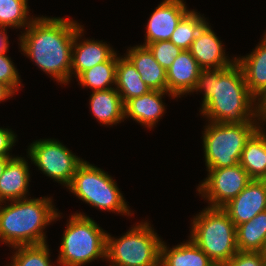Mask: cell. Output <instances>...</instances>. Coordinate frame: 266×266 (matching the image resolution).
I'll return each mask as SVG.
<instances>
[{
    "label": "cell",
    "instance_id": "obj_1",
    "mask_svg": "<svg viewBox=\"0 0 266 266\" xmlns=\"http://www.w3.org/2000/svg\"><path fill=\"white\" fill-rule=\"evenodd\" d=\"M202 92L200 115L223 124L258 123L256 99L249 92L237 62L229 67L201 69L191 93Z\"/></svg>",
    "mask_w": 266,
    "mask_h": 266
},
{
    "label": "cell",
    "instance_id": "obj_2",
    "mask_svg": "<svg viewBox=\"0 0 266 266\" xmlns=\"http://www.w3.org/2000/svg\"><path fill=\"white\" fill-rule=\"evenodd\" d=\"M73 18L38 16L20 31L19 49L43 72L64 86L71 82V59L76 31Z\"/></svg>",
    "mask_w": 266,
    "mask_h": 266
},
{
    "label": "cell",
    "instance_id": "obj_3",
    "mask_svg": "<svg viewBox=\"0 0 266 266\" xmlns=\"http://www.w3.org/2000/svg\"><path fill=\"white\" fill-rule=\"evenodd\" d=\"M52 198L29 197L0 203V243L11 248L46 243L45 228L61 218Z\"/></svg>",
    "mask_w": 266,
    "mask_h": 266
},
{
    "label": "cell",
    "instance_id": "obj_4",
    "mask_svg": "<svg viewBox=\"0 0 266 266\" xmlns=\"http://www.w3.org/2000/svg\"><path fill=\"white\" fill-rule=\"evenodd\" d=\"M106 235L87 214L75 212L62 234L57 265L85 266L100 258L106 260Z\"/></svg>",
    "mask_w": 266,
    "mask_h": 266
},
{
    "label": "cell",
    "instance_id": "obj_5",
    "mask_svg": "<svg viewBox=\"0 0 266 266\" xmlns=\"http://www.w3.org/2000/svg\"><path fill=\"white\" fill-rule=\"evenodd\" d=\"M191 221L189 238L214 264H227L238 252L236 226L222 207L207 206Z\"/></svg>",
    "mask_w": 266,
    "mask_h": 266
},
{
    "label": "cell",
    "instance_id": "obj_6",
    "mask_svg": "<svg viewBox=\"0 0 266 266\" xmlns=\"http://www.w3.org/2000/svg\"><path fill=\"white\" fill-rule=\"evenodd\" d=\"M114 180L108 172L84 160L66 188L96 209L126 216L134 215Z\"/></svg>",
    "mask_w": 266,
    "mask_h": 266
},
{
    "label": "cell",
    "instance_id": "obj_7",
    "mask_svg": "<svg viewBox=\"0 0 266 266\" xmlns=\"http://www.w3.org/2000/svg\"><path fill=\"white\" fill-rule=\"evenodd\" d=\"M134 225L118 238L107 233L106 261L109 266H154L160 262L163 239L148 221Z\"/></svg>",
    "mask_w": 266,
    "mask_h": 266
},
{
    "label": "cell",
    "instance_id": "obj_8",
    "mask_svg": "<svg viewBox=\"0 0 266 266\" xmlns=\"http://www.w3.org/2000/svg\"><path fill=\"white\" fill-rule=\"evenodd\" d=\"M258 128V123L223 124L208 121L201 137L206 168L237 165L247 140Z\"/></svg>",
    "mask_w": 266,
    "mask_h": 266
},
{
    "label": "cell",
    "instance_id": "obj_9",
    "mask_svg": "<svg viewBox=\"0 0 266 266\" xmlns=\"http://www.w3.org/2000/svg\"><path fill=\"white\" fill-rule=\"evenodd\" d=\"M26 153L38 170L64 187L71 183L77 168L84 162L62 142L51 138L34 140Z\"/></svg>",
    "mask_w": 266,
    "mask_h": 266
},
{
    "label": "cell",
    "instance_id": "obj_10",
    "mask_svg": "<svg viewBox=\"0 0 266 266\" xmlns=\"http://www.w3.org/2000/svg\"><path fill=\"white\" fill-rule=\"evenodd\" d=\"M207 177L199 182L197 192L209 207H223L252 180L238 163L232 167L206 169Z\"/></svg>",
    "mask_w": 266,
    "mask_h": 266
},
{
    "label": "cell",
    "instance_id": "obj_11",
    "mask_svg": "<svg viewBox=\"0 0 266 266\" xmlns=\"http://www.w3.org/2000/svg\"><path fill=\"white\" fill-rule=\"evenodd\" d=\"M189 11L184 0L161 1L146 23L145 42L140 45L170 40L176 26Z\"/></svg>",
    "mask_w": 266,
    "mask_h": 266
},
{
    "label": "cell",
    "instance_id": "obj_12",
    "mask_svg": "<svg viewBox=\"0 0 266 266\" xmlns=\"http://www.w3.org/2000/svg\"><path fill=\"white\" fill-rule=\"evenodd\" d=\"M218 36L206 22L198 31L189 52L196 59L201 69H215L229 67L236 62V57L226 55Z\"/></svg>",
    "mask_w": 266,
    "mask_h": 266
},
{
    "label": "cell",
    "instance_id": "obj_13",
    "mask_svg": "<svg viewBox=\"0 0 266 266\" xmlns=\"http://www.w3.org/2000/svg\"><path fill=\"white\" fill-rule=\"evenodd\" d=\"M222 208L228 213L235 226L252 220L254 216L266 210V180L252 179Z\"/></svg>",
    "mask_w": 266,
    "mask_h": 266
},
{
    "label": "cell",
    "instance_id": "obj_14",
    "mask_svg": "<svg viewBox=\"0 0 266 266\" xmlns=\"http://www.w3.org/2000/svg\"><path fill=\"white\" fill-rule=\"evenodd\" d=\"M84 31L82 25L75 33L71 59V80L72 77L77 78L82 72L95 65L108 61L117 52L106 42L82 38Z\"/></svg>",
    "mask_w": 266,
    "mask_h": 266
},
{
    "label": "cell",
    "instance_id": "obj_15",
    "mask_svg": "<svg viewBox=\"0 0 266 266\" xmlns=\"http://www.w3.org/2000/svg\"><path fill=\"white\" fill-rule=\"evenodd\" d=\"M165 94L173 99L176 98L168 91L151 90L147 94L128 100L124 104V120L129 118L145 128L153 129L166 112L162 100Z\"/></svg>",
    "mask_w": 266,
    "mask_h": 266
},
{
    "label": "cell",
    "instance_id": "obj_16",
    "mask_svg": "<svg viewBox=\"0 0 266 266\" xmlns=\"http://www.w3.org/2000/svg\"><path fill=\"white\" fill-rule=\"evenodd\" d=\"M200 72L201 68L189 50H182L166 70L167 91L176 98L190 95Z\"/></svg>",
    "mask_w": 266,
    "mask_h": 266
},
{
    "label": "cell",
    "instance_id": "obj_17",
    "mask_svg": "<svg viewBox=\"0 0 266 266\" xmlns=\"http://www.w3.org/2000/svg\"><path fill=\"white\" fill-rule=\"evenodd\" d=\"M27 161L16 155L7 163L0 177V203L28 198L31 176Z\"/></svg>",
    "mask_w": 266,
    "mask_h": 266
},
{
    "label": "cell",
    "instance_id": "obj_18",
    "mask_svg": "<svg viewBox=\"0 0 266 266\" xmlns=\"http://www.w3.org/2000/svg\"><path fill=\"white\" fill-rule=\"evenodd\" d=\"M124 55L132 62L141 74V80L151 90L167 91L166 69L156 61L147 46H130Z\"/></svg>",
    "mask_w": 266,
    "mask_h": 266
},
{
    "label": "cell",
    "instance_id": "obj_19",
    "mask_svg": "<svg viewBox=\"0 0 266 266\" xmlns=\"http://www.w3.org/2000/svg\"><path fill=\"white\" fill-rule=\"evenodd\" d=\"M249 92L256 98L266 90V32L255 49L246 56L236 57Z\"/></svg>",
    "mask_w": 266,
    "mask_h": 266
},
{
    "label": "cell",
    "instance_id": "obj_20",
    "mask_svg": "<svg viewBox=\"0 0 266 266\" xmlns=\"http://www.w3.org/2000/svg\"><path fill=\"white\" fill-rule=\"evenodd\" d=\"M89 100L91 114L100 124L113 126L124 122V103L116 88L93 91Z\"/></svg>",
    "mask_w": 266,
    "mask_h": 266
},
{
    "label": "cell",
    "instance_id": "obj_21",
    "mask_svg": "<svg viewBox=\"0 0 266 266\" xmlns=\"http://www.w3.org/2000/svg\"><path fill=\"white\" fill-rule=\"evenodd\" d=\"M184 243L167 246L160 245V263L162 266H212L214 263L190 238Z\"/></svg>",
    "mask_w": 266,
    "mask_h": 266
},
{
    "label": "cell",
    "instance_id": "obj_22",
    "mask_svg": "<svg viewBox=\"0 0 266 266\" xmlns=\"http://www.w3.org/2000/svg\"><path fill=\"white\" fill-rule=\"evenodd\" d=\"M239 164L251 179L266 180V128L259 127L247 140Z\"/></svg>",
    "mask_w": 266,
    "mask_h": 266
},
{
    "label": "cell",
    "instance_id": "obj_23",
    "mask_svg": "<svg viewBox=\"0 0 266 266\" xmlns=\"http://www.w3.org/2000/svg\"><path fill=\"white\" fill-rule=\"evenodd\" d=\"M115 88L124 104L132 98L151 91L146 83L141 80V74L125 55L119 56L117 59Z\"/></svg>",
    "mask_w": 266,
    "mask_h": 266
},
{
    "label": "cell",
    "instance_id": "obj_24",
    "mask_svg": "<svg viewBox=\"0 0 266 266\" xmlns=\"http://www.w3.org/2000/svg\"><path fill=\"white\" fill-rule=\"evenodd\" d=\"M238 251L263 252L266 249V210L236 226Z\"/></svg>",
    "mask_w": 266,
    "mask_h": 266
},
{
    "label": "cell",
    "instance_id": "obj_25",
    "mask_svg": "<svg viewBox=\"0 0 266 266\" xmlns=\"http://www.w3.org/2000/svg\"><path fill=\"white\" fill-rule=\"evenodd\" d=\"M119 54L116 52L108 61L95 65L82 72L78 77V85L93 91L107 90L116 86V66ZM114 85V87H113Z\"/></svg>",
    "mask_w": 266,
    "mask_h": 266
},
{
    "label": "cell",
    "instance_id": "obj_26",
    "mask_svg": "<svg viewBox=\"0 0 266 266\" xmlns=\"http://www.w3.org/2000/svg\"><path fill=\"white\" fill-rule=\"evenodd\" d=\"M28 8V0H0V27L24 31L36 18Z\"/></svg>",
    "mask_w": 266,
    "mask_h": 266
},
{
    "label": "cell",
    "instance_id": "obj_27",
    "mask_svg": "<svg viewBox=\"0 0 266 266\" xmlns=\"http://www.w3.org/2000/svg\"><path fill=\"white\" fill-rule=\"evenodd\" d=\"M8 266H54L49 245L46 243L13 247ZM15 250V252H14ZM6 265V266H7Z\"/></svg>",
    "mask_w": 266,
    "mask_h": 266
},
{
    "label": "cell",
    "instance_id": "obj_28",
    "mask_svg": "<svg viewBox=\"0 0 266 266\" xmlns=\"http://www.w3.org/2000/svg\"><path fill=\"white\" fill-rule=\"evenodd\" d=\"M204 14L190 10L176 26L170 41L182 50H189L192 42L196 38L198 31L207 22Z\"/></svg>",
    "mask_w": 266,
    "mask_h": 266
},
{
    "label": "cell",
    "instance_id": "obj_29",
    "mask_svg": "<svg viewBox=\"0 0 266 266\" xmlns=\"http://www.w3.org/2000/svg\"><path fill=\"white\" fill-rule=\"evenodd\" d=\"M156 61L168 69L175 58L182 52V49L173 44L170 40L153 42L147 45Z\"/></svg>",
    "mask_w": 266,
    "mask_h": 266
},
{
    "label": "cell",
    "instance_id": "obj_30",
    "mask_svg": "<svg viewBox=\"0 0 266 266\" xmlns=\"http://www.w3.org/2000/svg\"><path fill=\"white\" fill-rule=\"evenodd\" d=\"M21 77L7 53H0V82L5 83L15 94L21 86Z\"/></svg>",
    "mask_w": 266,
    "mask_h": 266
},
{
    "label": "cell",
    "instance_id": "obj_31",
    "mask_svg": "<svg viewBox=\"0 0 266 266\" xmlns=\"http://www.w3.org/2000/svg\"><path fill=\"white\" fill-rule=\"evenodd\" d=\"M227 266H265L263 252L238 251Z\"/></svg>",
    "mask_w": 266,
    "mask_h": 266
},
{
    "label": "cell",
    "instance_id": "obj_32",
    "mask_svg": "<svg viewBox=\"0 0 266 266\" xmlns=\"http://www.w3.org/2000/svg\"><path fill=\"white\" fill-rule=\"evenodd\" d=\"M17 140V134L10 128L0 127V158L3 157H15L10 155L12 147L15 146ZM11 150V151H10Z\"/></svg>",
    "mask_w": 266,
    "mask_h": 266
},
{
    "label": "cell",
    "instance_id": "obj_33",
    "mask_svg": "<svg viewBox=\"0 0 266 266\" xmlns=\"http://www.w3.org/2000/svg\"><path fill=\"white\" fill-rule=\"evenodd\" d=\"M256 102V120L259 127L264 128L266 126V90H264L259 96L255 98Z\"/></svg>",
    "mask_w": 266,
    "mask_h": 266
},
{
    "label": "cell",
    "instance_id": "obj_34",
    "mask_svg": "<svg viewBox=\"0 0 266 266\" xmlns=\"http://www.w3.org/2000/svg\"><path fill=\"white\" fill-rule=\"evenodd\" d=\"M7 28L0 27V53H7L9 48V35L7 34Z\"/></svg>",
    "mask_w": 266,
    "mask_h": 266
},
{
    "label": "cell",
    "instance_id": "obj_35",
    "mask_svg": "<svg viewBox=\"0 0 266 266\" xmlns=\"http://www.w3.org/2000/svg\"><path fill=\"white\" fill-rule=\"evenodd\" d=\"M15 93L5 84L0 82V102L12 98Z\"/></svg>",
    "mask_w": 266,
    "mask_h": 266
},
{
    "label": "cell",
    "instance_id": "obj_36",
    "mask_svg": "<svg viewBox=\"0 0 266 266\" xmlns=\"http://www.w3.org/2000/svg\"><path fill=\"white\" fill-rule=\"evenodd\" d=\"M13 157H3L0 158V177L4 172V169L7 166V163L12 159Z\"/></svg>",
    "mask_w": 266,
    "mask_h": 266
},
{
    "label": "cell",
    "instance_id": "obj_37",
    "mask_svg": "<svg viewBox=\"0 0 266 266\" xmlns=\"http://www.w3.org/2000/svg\"><path fill=\"white\" fill-rule=\"evenodd\" d=\"M263 257H264V262H265V266H266V249L263 251Z\"/></svg>",
    "mask_w": 266,
    "mask_h": 266
},
{
    "label": "cell",
    "instance_id": "obj_38",
    "mask_svg": "<svg viewBox=\"0 0 266 266\" xmlns=\"http://www.w3.org/2000/svg\"><path fill=\"white\" fill-rule=\"evenodd\" d=\"M212 266H227V264H213Z\"/></svg>",
    "mask_w": 266,
    "mask_h": 266
},
{
    "label": "cell",
    "instance_id": "obj_39",
    "mask_svg": "<svg viewBox=\"0 0 266 266\" xmlns=\"http://www.w3.org/2000/svg\"><path fill=\"white\" fill-rule=\"evenodd\" d=\"M154 266H162V264L159 262L157 265H154Z\"/></svg>",
    "mask_w": 266,
    "mask_h": 266
}]
</instances>
